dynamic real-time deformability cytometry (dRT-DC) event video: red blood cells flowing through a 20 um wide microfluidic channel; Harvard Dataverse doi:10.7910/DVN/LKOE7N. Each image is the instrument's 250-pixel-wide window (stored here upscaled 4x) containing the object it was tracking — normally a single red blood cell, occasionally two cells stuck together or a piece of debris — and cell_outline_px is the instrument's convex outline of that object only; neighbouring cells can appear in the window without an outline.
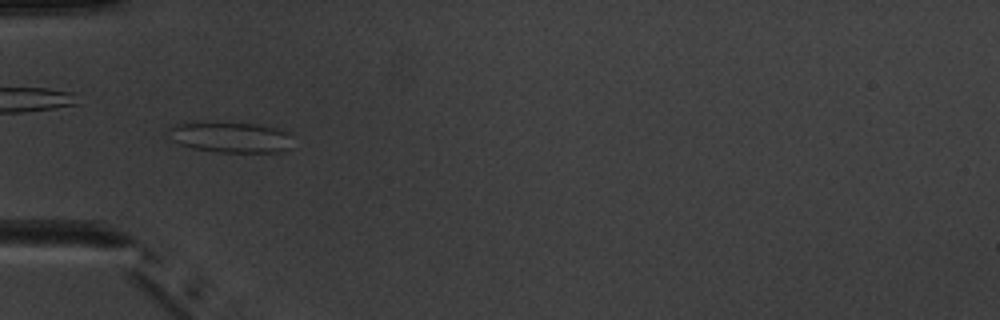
{"species": "common noctule bat (a hibernating species)", "species_latin": "Nyctalus noctula", "temperature_condition": "warm", "stored_images_in_passage": 5, "camera_frame_rate_fps": 3000, "um_per_image_px": 0.085, "animal": {"sex": "male", "body_mass_g": 20.1, "forearm_length_mm": 53.5}, "frame": {"image": 1, "passage_image": 5, "time_ms": 5.0, "image_size_px": [1000, 320], "cell_outline_px": [[292, 136], [288, 148], [284, 152], [220, 152], [192, 148], [180, 144], [172, 140], [168, 132], [168, 128], [176, 124], [256, 124], [280, 128], [288, 132]], "centroid_in_image_um": [19.66, 11.69], "position_along_channel_um": 65.3, "area_um2": 21.68}}